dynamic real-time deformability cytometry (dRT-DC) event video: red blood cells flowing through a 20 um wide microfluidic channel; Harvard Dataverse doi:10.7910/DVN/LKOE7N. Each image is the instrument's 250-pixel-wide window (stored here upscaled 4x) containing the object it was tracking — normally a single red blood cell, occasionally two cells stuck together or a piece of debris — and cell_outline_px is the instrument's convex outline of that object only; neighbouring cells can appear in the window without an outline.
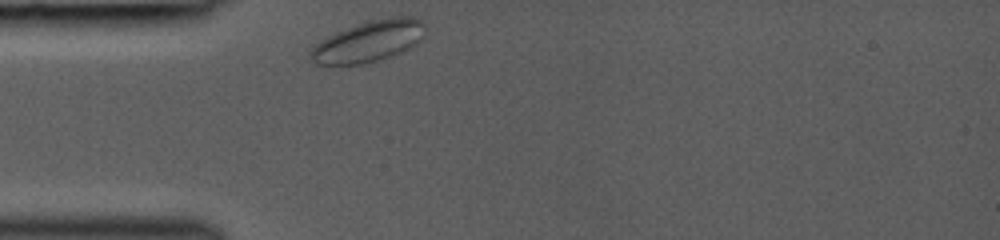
{"species": "common noctule bat (a hibernating species)", "species_latin": "Nyctalus noctula", "temperature_condition": "room temperature", "stored_images_in_passage": 34, "camera_frame_rate_fps": 3000, "um_per_image_px": 0.085, "animal": {"sex": "female", "body_mass_g": 19.0, "forearm_length_mm": 53.3}, "frame": {"image": 1, "passage_image": 1, "time_ms": 0.0, "image_size_px": [1000, 240], "cell_outline_px": [[424, 24], [420, 40], [412, 48], [364, 64], [316, 64], [312, 60], [312, 48], [316, 44], [328, 36], [336, 32], [360, 24], [376, 20], [396, 16], [408, 16], [420, 20]], "centroid_in_image_um": [31.36, 3.52], "position_along_channel_um": 53.6, "area_um2": 26.53}}
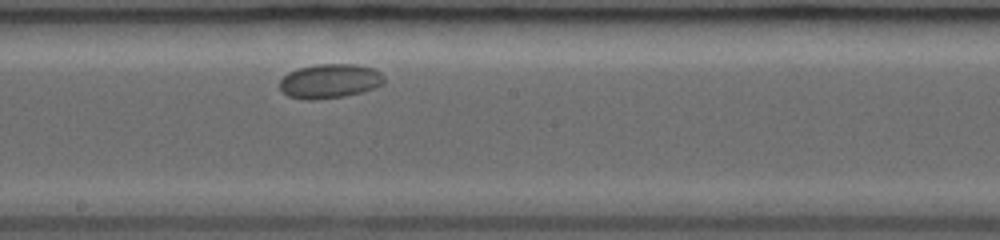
{"frame": {"image": 2, "passage_image": 17, "time_ms": 4.667, "image_size_px": [1000, 240], "cell_outline_px": [[384, 84], [360, 92], [344, 96], [316, 100], [308, 100], [288, 96], [280, 92], [280, 80], [288, 72], [300, 68], [320, 64], [356, 64], [372, 68], [380, 72], [384, 76]], "centroid_in_image_um": [28.01, 6.9], "position_along_channel_um": 220.2, "area_um2": 20.87}}
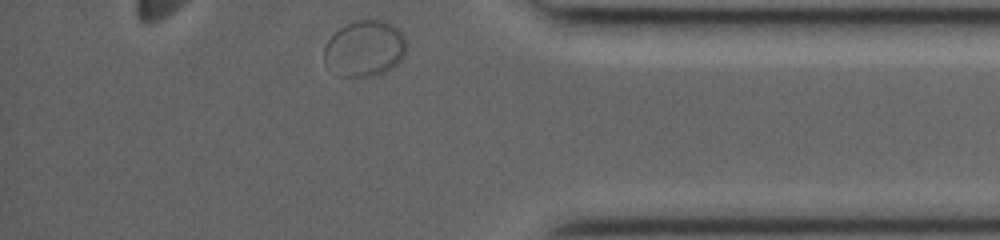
{"frame": {"image": 3, "passage_image": 34, "time_ms": 9.667, "image_size_px": [1000, 240], "cell_outline_px": [[408, 44], [404, 56], [392, 68], [380, 76], [340, 76], [324, 64], [324, 48], [328, 40], [340, 28], [356, 20], [376, 16], [388, 20], [400, 28]], "centroid_in_image_um": [31.06, 4.08], "position_along_channel_um": 404.1, "area_um2": 27.8}}